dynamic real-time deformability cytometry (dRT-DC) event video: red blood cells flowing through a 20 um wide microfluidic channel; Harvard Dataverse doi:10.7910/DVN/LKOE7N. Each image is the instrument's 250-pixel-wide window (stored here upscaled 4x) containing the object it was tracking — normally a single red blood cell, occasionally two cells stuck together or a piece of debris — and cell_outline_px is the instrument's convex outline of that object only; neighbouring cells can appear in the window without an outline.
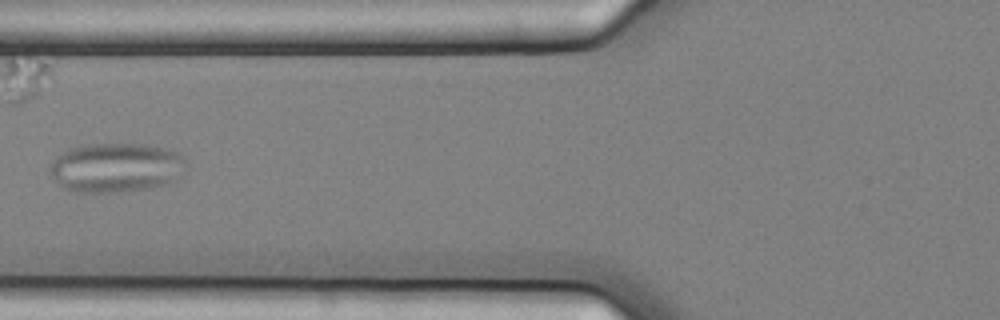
{"species": "common noctule bat (a hibernating species)", "species_latin": "Nyctalus noctula", "temperature_condition": "cold", "stored_images_in_passage": 15, "segment_of_instrument_passage": [1, 2], "camera_frame_rate_fps": 3000, "um_per_image_px": 0.085, "animal": {"sex": "female", "body_mass_g": 25.1}, "frame": {"image": 1, "passage_image": 7, "time_ms": 2.0, "image_size_px": [1000, 320], "cell_outline_px": [[184, 172], [168, 184], [148, 188], [112, 192], [80, 192], [64, 188], [52, 176], [52, 164], [56, 156], [68, 148], [88, 144], [144, 144], [164, 148], [176, 152], [184, 156]], "centroid_in_image_um": [9.88, 14.23], "position_along_channel_um": 115.9, "area_um2": 38.84}}